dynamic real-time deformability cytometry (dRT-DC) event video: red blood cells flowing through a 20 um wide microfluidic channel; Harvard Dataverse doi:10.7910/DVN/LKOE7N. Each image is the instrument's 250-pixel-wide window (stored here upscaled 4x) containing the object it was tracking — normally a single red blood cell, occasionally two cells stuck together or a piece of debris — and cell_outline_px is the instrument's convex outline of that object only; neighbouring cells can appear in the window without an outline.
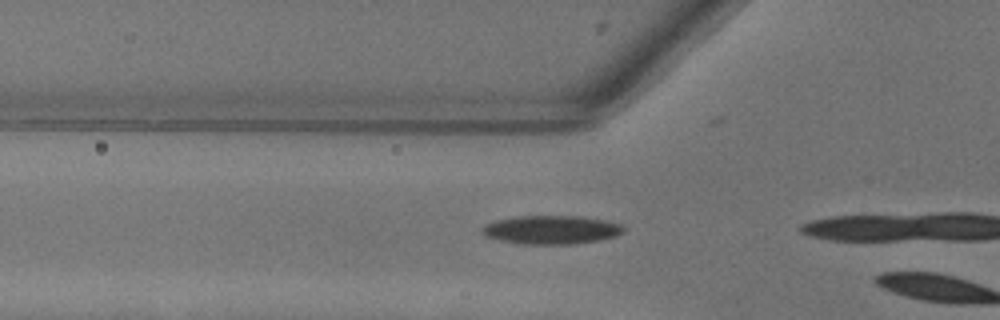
{"species": "common noctule bat (a hibernating species)", "species_latin": "Nyctalus noctula", "temperature_condition": "warm", "stored_images_in_passage": 5, "camera_frame_rate_fps": 3000, "um_per_image_px": 0.085, "animal": {"sex": "female"}, "frame": {"image": 1, "passage_image": 3, "time_ms": 0.667, "image_size_px": [1000, 320], "cell_outline_px": [[624, 232], [616, 236], [600, 240], [572, 244], [524, 244], [484, 236], [480, 232], [480, 228], [484, 224], [496, 220], [520, 216], [576, 216], [604, 220], [620, 224], [624, 228]], "centroid_in_image_um": [46.84, 19.53], "position_along_channel_um": 79.0, "area_um2": 23.47}}